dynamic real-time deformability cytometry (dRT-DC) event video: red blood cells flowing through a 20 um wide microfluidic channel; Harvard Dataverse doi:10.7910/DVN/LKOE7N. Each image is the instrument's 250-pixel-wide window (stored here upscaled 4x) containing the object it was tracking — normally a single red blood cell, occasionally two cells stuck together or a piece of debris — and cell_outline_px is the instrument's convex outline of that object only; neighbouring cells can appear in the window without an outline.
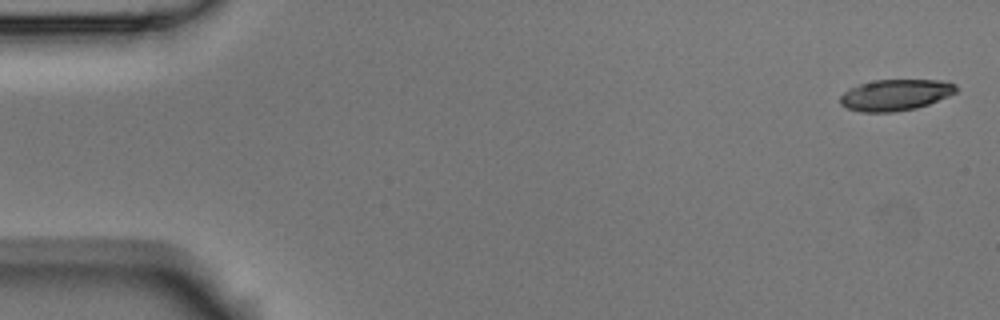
{"species": "Egyptian fruit bat (a non-hibernating species)", "species_latin": "Rousettus aegyptiacus", "temperature_condition": "room temperature", "stored_images_in_passage": 6, "camera_frame_rate_fps": 3000, "um_per_image_px": 0.085, "animal": {"sex": "male"}, "frame": {"image": 1, "passage_image": 1, "time_ms": 0.0, "image_size_px": [1000, 320], "cell_outline_px": [[956, 92], [948, 96], [928, 104], [916, 108], [892, 112], [860, 112], [848, 108], [840, 104], [840, 96], [844, 92], [860, 84], [872, 80], [948, 80], [956, 84]], "centroid_in_image_um": [76.12, 8.06], "position_along_channel_um": 8.9, "area_um2": 21.04}}